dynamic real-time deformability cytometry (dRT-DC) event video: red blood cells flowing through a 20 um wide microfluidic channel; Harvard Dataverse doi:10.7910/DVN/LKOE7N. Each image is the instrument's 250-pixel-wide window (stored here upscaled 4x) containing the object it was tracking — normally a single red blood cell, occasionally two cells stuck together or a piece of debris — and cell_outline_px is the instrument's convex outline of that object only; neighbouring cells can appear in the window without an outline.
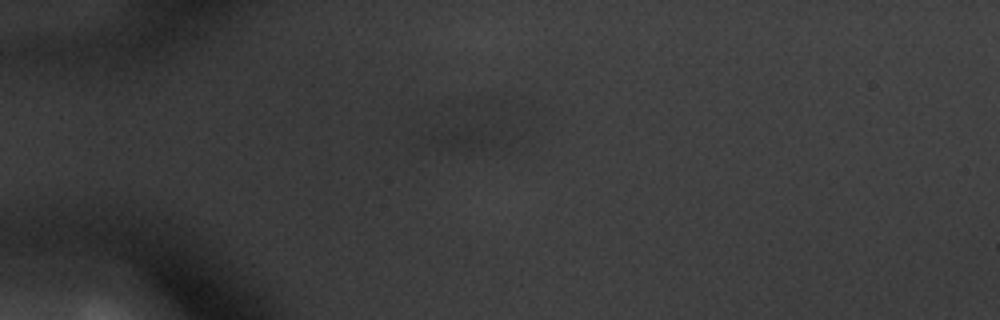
{"species": "common noctule bat (a hibernating species)", "species_latin": "Nyctalus noctula", "temperature_condition": "warm", "stored_images_in_passage": 10, "camera_frame_rate_fps": 3000, "um_per_image_px": 0.085, "animal": {"sex": "male", "body_mass_g": 20.1, "forearm_length_mm": 53.5}, "frame": {"image": 1, "passage_image": 7, "time_ms": 2.0, "image_size_px": [1000, 320], "cell_outline_px": [[520, 140], [512, 144], [480, 148], [436, 148], [428, 144], [428, 136], [448, 128], [464, 124], [512, 132]], "centroid_in_image_um": [40.04, 11.7], "position_along_channel_um": 45.0, "area_um2": 11.56}}